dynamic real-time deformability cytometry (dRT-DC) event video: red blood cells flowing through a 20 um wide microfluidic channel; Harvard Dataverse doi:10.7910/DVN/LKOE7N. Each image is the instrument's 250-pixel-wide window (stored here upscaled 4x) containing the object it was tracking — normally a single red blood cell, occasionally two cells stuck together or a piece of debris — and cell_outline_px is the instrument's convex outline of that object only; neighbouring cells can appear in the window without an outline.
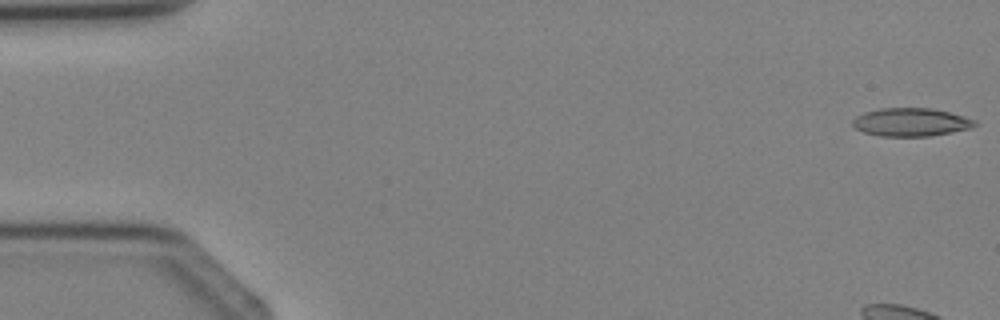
{"species": "Egyptian fruit bat (a non-hibernating species)", "species_latin": "Rousettus aegyptiacus", "temperature_condition": "cold", "stored_images_in_passage": 4, "camera_frame_rate_fps": 3000, "um_per_image_px": 0.085, "animal": {"sex": "female"}, "frame": {"image": 1, "passage_image": 1, "time_ms": 0.0, "image_size_px": [1000, 320], "cell_outline_px": [[980, 124], [972, 128], [932, 136], [880, 136], [864, 132], [856, 128], [852, 124], [852, 120], [856, 116], [864, 112], [880, 108], [932, 108], [964, 116], [976, 120]], "centroid_in_image_um": [77.46, 10.38], "position_along_channel_um": 7.5, "area_um2": 20.23}}